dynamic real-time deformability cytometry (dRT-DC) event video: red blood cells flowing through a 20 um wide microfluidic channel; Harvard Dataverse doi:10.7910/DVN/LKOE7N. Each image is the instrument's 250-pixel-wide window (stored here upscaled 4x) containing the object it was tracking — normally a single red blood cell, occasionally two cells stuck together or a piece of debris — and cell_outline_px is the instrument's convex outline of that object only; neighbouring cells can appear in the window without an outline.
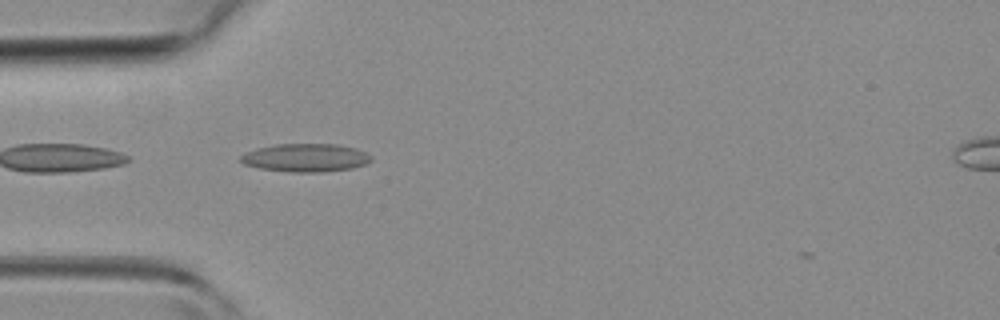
{"species": "common noctule bat (a hibernating species)", "species_latin": "Nyctalus noctula", "temperature_condition": "room temperature", "stored_images_in_passage": 3, "camera_frame_rate_fps": 3000, "um_per_image_px": 0.085, "animal": {"sex": "female", "body_mass_g": 19.3, "forearm_length_mm": 54.1}, "frame": {"image": 1, "passage_image": 2, "time_ms": 0.333, "image_size_px": [1000, 320], "cell_outline_px": [[372, 160], [364, 164], [352, 168], [324, 172], [292, 172], [260, 168], [244, 164], [240, 160], [240, 156], [256, 148], [276, 144], [336, 144], [356, 148], [372, 156]], "centroid_in_image_um": [25.99, 13.4], "position_along_channel_um": 59.0, "area_um2": 21.33}}